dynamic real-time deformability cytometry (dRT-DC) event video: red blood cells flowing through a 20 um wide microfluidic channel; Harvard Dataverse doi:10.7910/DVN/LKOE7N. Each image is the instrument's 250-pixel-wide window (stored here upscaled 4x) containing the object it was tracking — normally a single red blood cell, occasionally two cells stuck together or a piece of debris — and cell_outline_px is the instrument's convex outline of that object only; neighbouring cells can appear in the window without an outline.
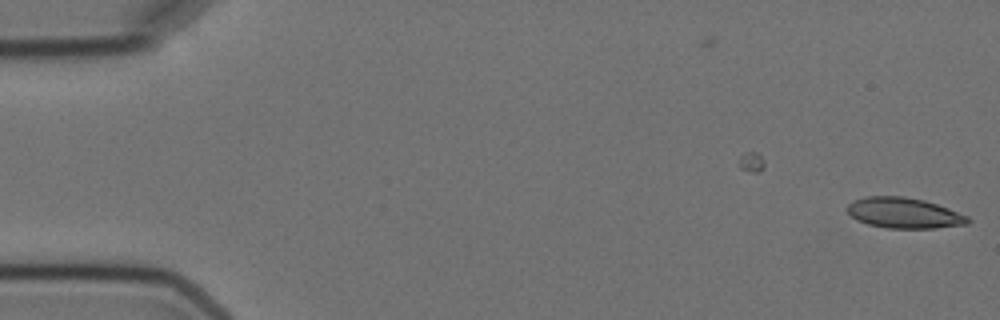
{"species": "Egyptian fruit bat (a non-hibernating species)", "species_latin": "Rousettus aegyptiacus", "temperature_condition": "cold", "stored_images_in_passage": 9, "camera_frame_rate_fps": 3000, "um_per_image_px": 0.085, "animal": {"sex": "female"}, "frame": {"image": 1, "passage_image": 1, "time_ms": 0.0, "image_size_px": [1000, 320], "cell_outline_px": [[972, 220], [968, 224], [936, 228], [888, 228], [868, 224], [856, 220], [844, 208], [852, 200], [864, 196], [904, 196], [924, 200], [948, 208], [968, 216]], "centroid_in_image_um": [76.82, 18.1], "position_along_channel_um": 8.2, "area_um2": 21.68}}
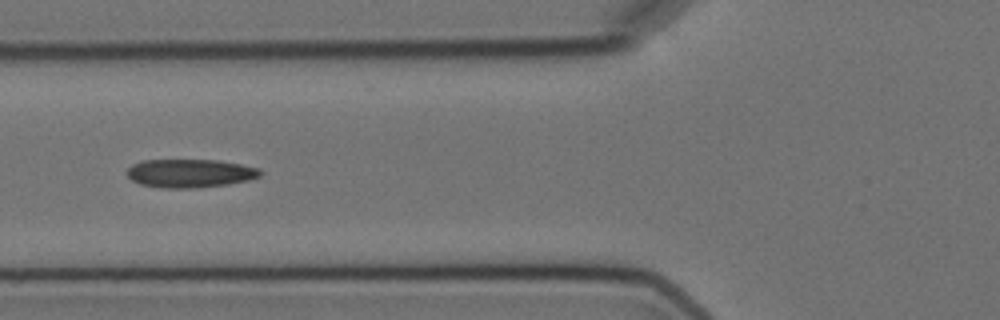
{"frame": {"image": 2, "passage_image": 7, "time_ms": 6.667, "image_size_px": [1000, 320], "cell_outline_px": [[264, 172], [260, 176], [248, 180], [228, 184], [192, 188], [164, 188], [140, 184], [132, 180], [128, 176], [128, 168], [132, 164], [140, 160], [216, 160], [240, 164], [260, 168]], "centroid_in_image_um": [16.16, 14.72], "position_along_channel_um": 109.6, "area_um2": 22.08}}
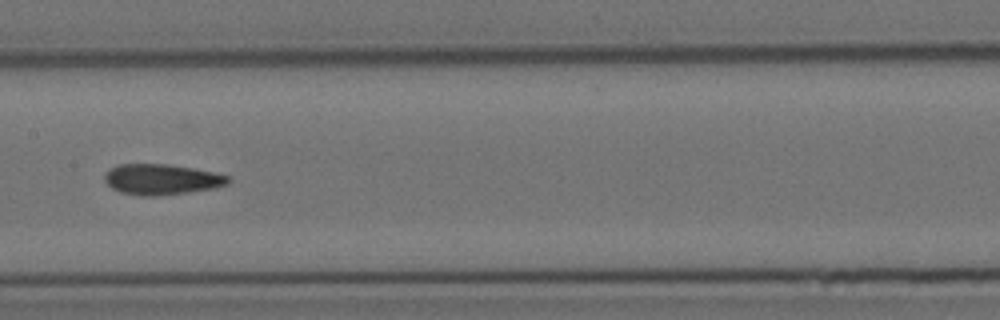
{"frame": {"image": 3, "passage_image": 9, "time_ms": 9.0, "image_size_px": [1000, 320], "cell_outline_px": [[232, 180], [228, 184], [216, 188], [188, 192], [156, 196], [140, 196], [120, 192], [112, 188], [104, 180], [104, 176], [116, 164], [168, 164], [192, 168], [212, 172], [228, 176]], "centroid_in_image_um": [13.75, 15.25], "position_along_channel_um": 193.7, "area_um2": 22.02}}